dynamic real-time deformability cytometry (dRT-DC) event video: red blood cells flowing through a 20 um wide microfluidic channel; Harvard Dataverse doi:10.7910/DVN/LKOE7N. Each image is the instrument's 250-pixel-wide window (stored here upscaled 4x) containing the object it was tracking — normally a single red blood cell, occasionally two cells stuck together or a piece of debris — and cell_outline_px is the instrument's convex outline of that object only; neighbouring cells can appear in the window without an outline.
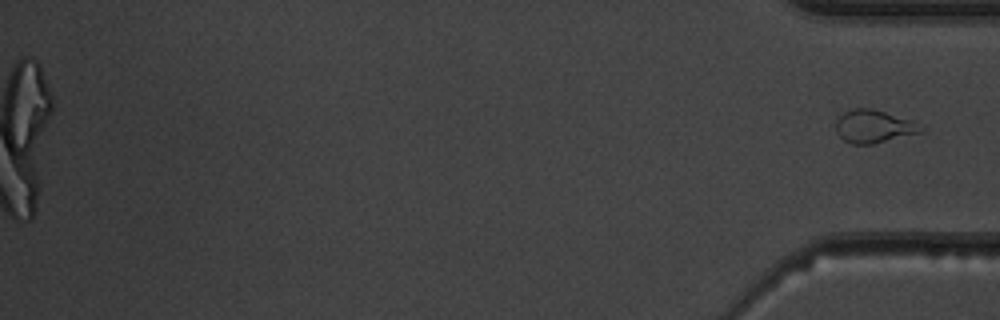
{"species": "common noctule bat (a hibernating species)", "species_latin": "Nyctalus noctula", "temperature_condition": "warm", "stored_images_in_passage": 51, "camera_frame_rate_fps": 3000, "um_per_image_px": 0.085, "animal": {"sex": "male", "body_mass_g": 19.5, "forearm_length_mm": 54.6}, "frame": {"image": 1, "passage_image": 51, "time_ms": 16.667, "image_size_px": [1000, 320], "cell_outline_px": [[924, 128], [920, 132], [872, 144], [852, 144], [844, 140], [836, 132], [836, 120], [844, 112], [852, 108], [872, 108], [912, 120]], "centroid_in_image_um": [74.23, 10.73], "position_along_channel_um": 361.0, "area_um2": 16.13}}